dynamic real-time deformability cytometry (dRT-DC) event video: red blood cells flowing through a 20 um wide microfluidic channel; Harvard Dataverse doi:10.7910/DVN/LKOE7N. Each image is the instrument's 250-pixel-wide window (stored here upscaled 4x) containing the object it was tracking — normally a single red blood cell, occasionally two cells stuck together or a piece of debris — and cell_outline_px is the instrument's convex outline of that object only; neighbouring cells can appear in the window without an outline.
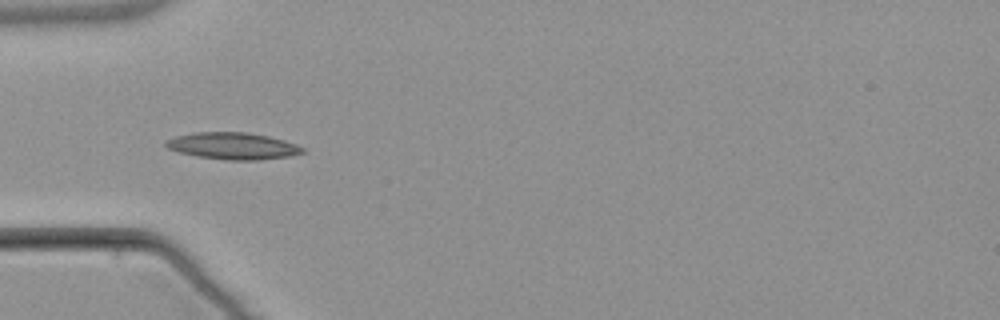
{"species": "common noctule bat (a hibernating species)", "species_latin": "Nyctalus noctula", "temperature_condition": "warm", "stored_images_in_passage": 6, "camera_frame_rate_fps": 3000, "um_per_image_px": 0.085, "animal": {"sex": "male", "body_mass_g": 21.5, "forearm_length_mm": 52.0}, "frame": {"image": 1, "passage_image": 4, "time_ms": 4.667, "image_size_px": [1000, 320], "cell_outline_px": [[304, 152], [292, 156], [260, 160], [224, 160], [196, 156], [180, 152], [168, 148], [164, 144], [164, 140], [176, 136], [192, 132], [248, 132], [268, 136], [284, 140], [296, 144], [304, 148]], "centroid_in_image_um": [19.79, 12.4], "position_along_channel_um": 65.2, "area_um2": 21.56}}
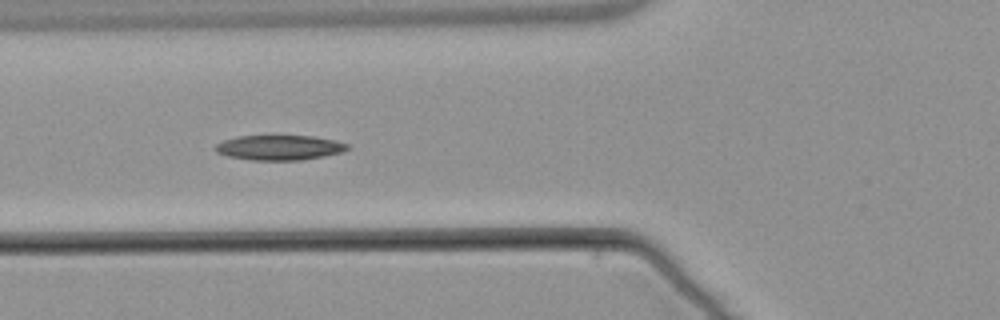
{"frame": {"image": 2, "passage_image": 5, "time_ms": 5.667, "image_size_px": [1000, 320], "cell_outline_px": [[352, 148], [340, 152], [324, 156], [304, 160], [252, 160], [228, 156], [216, 152], [212, 148], [216, 144], [224, 140], [236, 136], [316, 136], [336, 140], [348, 144]], "centroid_in_image_um": [23.76, 12.54], "position_along_channel_um": 102.0, "area_um2": 19.36}}